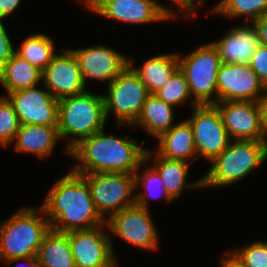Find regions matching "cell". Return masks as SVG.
<instances>
[{"instance_id":"7402d4cb","label":"cell","mask_w":267,"mask_h":267,"mask_svg":"<svg viewBox=\"0 0 267 267\" xmlns=\"http://www.w3.org/2000/svg\"><path fill=\"white\" fill-rule=\"evenodd\" d=\"M153 161L155 164L152 166L160 174L164 188L173 200L177 199L187 187L202 188V178L190 184L186 183L189 165L193 163L164 158L157 152Z\"/></svg>"},{"instance_id":"52a82bcc","label":"cell","mask_w":267,"mask_h":267,"mask_svg":"<svg viewBox=\"0 0 267 267\" xmlns=\"http://www.w3.org/2000/svg\"><path fill=\"white\" fill-rule=\"evenodd\" d=\"M149 95L145 84L128 65L108 85L107 95H103L106 119L114 113L118 126H134Z\"/></svg>"},{"instance_id":"9c48e42d","label":"cell","mask_w":267,"mask_h":267,"mask_svg":"<svg viewBox=\"0 0 267 267\" xmlns=\"http://www.w3.org/2000/svg\"><path fill=\"white\" fill-rule=\"evenodd\" d=\"M192 113L186 120L193 131L197 156L211 162L229 146L232 140L214 104L197 105L193 107Z\"/></svg>"},{"instance_id":"4dcf8cb0","label":"cell","mask_w":267,"mask_h":267,"mask_svg":"<svg viewBox=\"0 0 267 267\" xmlns=\"http://www.w3.org/2000/svg\"><path fill=\"white\" fill-rule=\"evenodd\" d=\"M246 267H267V242L254 241L240 250H230Z\"/></svg>"},{"instance_id":"cb8c5ba5","label":"cell","mask_w":267,"mask_h":267,"mask_svg":"<svg viewBox=\"0 0 267 267\" xmlns=\"http://www.w3.org/2000/svg\"><path fill=\"white\" fill-rule=\"evenodd\" d=\"M37 258L41 267H75L67 232L51 229L41 243Z\"/></svg>"},{"instance_id":"5bb4252c","label":"cell","mask_w":267,"mask_h":267,"mask_svg":"<svg viewBox=\"0 0 267 267\" xmlns=\"http://www.w3.org/2000/svg\"><path fill=\"white\" fill-rule=\"evenodd\" d=\"M44 89L33 87L7 94L20 125H58V99Z\"/></svg>"},{"instance_id":"d4e9b609","label":"cell","mask_w":267,"mask_h":267,"mask_svg":"<svg viewBox=\"0 0 267 267\" xmlns=\"http://www.w3.org/2000/svg\"><path fill=\"white\" fill-rule=\"evenodd\" d=\"M173 106L167 105L155 94H150L143 105L141 115L134 125L142 126L150 135L158 138L175 124Z\"/></svg>"},{"instance_id":"4fadbf2b","label":"cell","mask_w":267,"mask_h":267,"mask_svg":"<svg viewBox=\"0 0 267 267\" xmlns=\"http://www.w3.org/2000/svg\"><path fill=\"white\" fill-rule=\"evenodd\" d=\"M217 102L258 101L265 90L249 65L222 63L216 77Z\"/></svg>"},{"instance_id":"3957f363","label":"cell","mask_w":267,"mask_h":267,"mask_svg":"<svg viewBox=\"0 0 267 267\" xmlns=\"http://www.w3.org/2000/svg\"><path fill=\"white\" fill-rule=\"evenodd\" d=\"M104 98L88 91L58 100V132L68 140L66 153L80 140L103 130L106 125ZM76 137V138H75Z\"/></svg>"},{"instance_id":"74e56055","label":"cell","mask_w":267,"mask_h":267,"mask_svg":"<svg viewBox=\"0 0 267 267\" xmlns=\"http://www.w3.org/2000/svg\"><path fill=\"white\" fill-rule=\"evenodd\" d=\"M225 254H228V257L221 258V267H246L231 251Z\"/></svg>"},{"instance_id":"7a4b0ae2","label":"cell","mask_w":267,"mask_h":267,"mask_svg":"<svg viewBox=\"0 0 267 267\" xmlns=\"http://www.w3.org/2000/svg\"><path fill=\"white\" fill-rule=\"evenodd\" d=\"M147 149L135 140L106 135L104 129L80 140L69 150V155L79 161L72 169L85 175L92 173L134 174L145 160Z\"/></svg>"},{"instance_id":"ab89813d","label":"cell","mask_w":267,"mask_h":267,"mask_svg":"<svg viewBox=\"0 0 267 267\" xmlns=\"http://www.w3.org/2000/svg\"><path fill=\"white\" fill-rule=\"evenodd\" d=\"M80 1V0H79ZM84 5L89 8L90 6H92L97 0H81Z\"/></svg>"},{"instance_id":"9a60e30c","label":"cell","mask_w":267,"mask_h":267,"mask_svg":"<svg viewBox=\"0 0 267 267\" xmlns=\"http://www.w3.org/2000/svg\"><path fill=\"white\" fill-rule=\"evenodd\" d=\"M214 105L231 140H267L256 101H223Z\"/></svg>"},{"instance_id":"83f0119b","label":"cell","mask_w":267,"mask_h":267,"mask_svg":"<svg viewBox=\"0 0 267 267\" xmlns=\"http://www.w3.org/2000/svg\"><path fill=\"white\" fill-rule=\"evenodd\" d=\"M212 12L233 19L245 16L253 23L267 14V0H221Z\"/></svg>"},{"instance_id":"8d00e7d4","label":"cell","mask_w":267,"mask_h":267,"mask_svg":"<svg viewBox=\"0 0 267 267\" xmlns=\"http://www.w3.org/2000/svg\"><path fill=\"white\" fill-rule=\"evenodd\" d=\"M175 4L178 5V8L182 12H186L188 16L191 15V13H194V8H195V1L194 0H173ZM199 2V5L203 4L200 0H197L196 3Z\"/></svg>"},{"instance_id":"836d02e7","label":"cell","mask_w":267,"mask_h":267,"mask_svg":"<svg viewBox=\"0 0 267 267\" xmlns=\"http://www.w3.org/2000/svg\"><path fill=\"white\" fill-rule=\"evenodd\" d=\"M253 24L258 30L260 45L267 47V14L255 20Z\"/></svg>"},{"instance_id":"2e32d148","label":"cell","mask_w":267,"mask_h":267,"mask_svg":"<svg viewBox=\"0 0 267 267\" xmlns=\"http://www.w3.org/2000/svg\"><path fill=\"white\" fill-rule=\"evenodd\" d=\"M55 99L83 93L86 85L76 57L70 49L56 54L41 73V82Z\"/></svg>"},{"instance_id":"ffe728a7","label":"cell","mask_w":267,"mask_h":267,"mask_svg":"<svg viewBox=\"0 0 267 267\" xmlns=\"http://www.w3.org/2000/svg\"><path fill=\"white\" fill-rule=\"evenodd\" d=\"M14 140L18 152L44 158L53 153L60 136L57 126L26 124L20 125Z\"/></svg>"},{"instance_id":"d590c367","label":"cell","mask_w":267,"mask_h":267,"mask_svg":"<svg viewBox=\"0 0 267 267\" xmlns=\"http://www.w3.org/2000/svg\"><path fill=\"white\" fill-rule=\"evenodd\" d=\"M257 103L260 109L262 127L267 135V88H265Z\"/></svg>"},{"instance_id":"e575fe53","label":"cell","mask_w":267,"mask_h":267,"mask_svg":"<svg viewBox=\"0 0 267 267\" xmlns=\"http://www.w3.org/2000/svg\"><path fill=\"white\" fill-rule=\"evenodd\" d=\"M21 0H0V21L17 9Z\"/></svg>"},{"instance_id":"277c9868","label":"cell","mask_w":267,"mask_h":267,"mask_svg":"<svg viewBox=\"0 0 267 267\" xmlns=\"http://www.w3.org/2000/svg\"><path fill=\"white\" fill-rule=\"evenodd\" d=\"M21 208L0 224V259L37 256L45 235L51 230V224L40 208Z\"/></svg>"},{"instance_id":"f35d334b","label":"cell","mask_w":267,"mask_h":267,"mask_svg":"<svg viewBox=\"0 0 267 267\" xmlns=\"http://www.w3.org/2000/svg\"><path fill=\"white\" fill-rule=\"evenodd\" d=\"M22 260H24V262H27L26 264L29 265V267H41L39 265V261L37 256H33V257H26V258H13L10 259L8 261H5L6 263H17L18 261L23 262Z\"/></svg>"},{"instance_id":"ac0fdd59","label":"cell","mask_w":267,"mask_h":267,"mask_svg":"<svg viewBox=\"0 0 267 267\" xmlns=\"http://www.w3.org/2000/svg\"><path fill=\"white\" fill-rule=\"evenodd\" d=\"M248 23V20H245L244 26L231 28L219 41L211 42L218 50L222 63L249 64L260 40L256 26L253 23L250 26Z\"/></svg>"},{"instance_id":"f1b7e54d","label":"cell","mask_w":267,"mask_h":267,"mask_svg":"<svg viewBox=\"0 0 267 267\" xmlns=\"http://www.w3.org/2000/svg\"><path fill=\"white\" fill-rule=\"evenodd\" d=\"M155 95L169 106H179L191 99L188 83L178 68L168 82Z\"/></svg>"},{"instance_id":"e0dca14e","label":"cell","mask_w":267,"mask_h":267,"mask_svg":"<svg viewBox=\"0 0 267 267\" xmlns=\"http://www.w3.org/2000/svg\"><path fill=\"white\" fill-rule=\"evenodd\" d=\"M86 85L87 79L108 81V85L129 65V58L112 48L98 45L71 49Z\"/></svg>"},{"instance_id":"d6a6232c","label":"cell","mask_w":267,"mask_h":267,"mask_svg":"<svg viewBox=\"0 0 267 267\" xmlns=\"http://www.w3.org/2000/svg\"><path fill=\"white\" fill-rule=\"evenodd\" d=\"M5 25L0 21V70L15 54V48L8 37Z\"/></svg>"},{"instance_id":"6da1fadb","label":"cell","mask_w":267,"mask_h":267,"mask_svg":"<svg viewBox=\"0 0 267 267\" xmlns=\"http://www.w3.org/2000/svg\"><path fill=\"white\" fill-rule=\"evenodd\" d=\"M42 209L58 232L90 229L106 221L95 209L88 182L73 170L54 183Z\"/></svg>"},{"instance_id":"d6986e66","label":"cell","mask_w":267,"mask_h":267,"mask_svg":"<svg viewBox=\"0 0 267 267\" xmlns=\"http://www.w3.org/2000/svg\"><path fill=\"white\" fill-rule=\"evenodd\" d=\"M157 153L168 159L181 160L187 162L197 161L194 137L192 128L187 120H183L168 131L162 133L158 138ZM194 157V158H193Z\"/></svg>"},{"instance_id":"8992f818","label":"cell","mask_w":267,"mask_h":267,"mask_svg":"<svg viewBox=\"0 0 267 267\" xmlns=\"http://www.w3.org/2000/svg\"><path fill=\"white\" fill-rule=\"evenodd\" d=\"M180 56L181 54H177L178 68L184 74L193 96L192 107L217 103L216 77L222 64L218 50L212 43H207Z\"/></svg>"},{"instance_id":"8fae6325","label":"cell","mask_w":267,"mask_h":267,"mask_svg":"<svg viewBox=\"0 0 267 267\" xmlns=\"http://www.w3.org/2000/svg\"><path fill=\"white\" fill-rule=\"evenodd\" d=\"M106 222L90 229L67 232L75 267H116L117 258L112 238L102 227Z\"/></svg>"},{"instance_id":"484cf974","label":"cell","mask_w":267,"mask_h":267,"mask_svg":"<svg viewBox=\"0 0 267 267\" xmlns=\"http://www.w3.org/2000/svg\"><path fill=\"white\" fill-rule=\"evenodd\" d=\"M54 41L44 34H31L26 37L15 53L39 70L43 71L57 54Z\"/></svg>"},{"instance_id":"ba28073f","label":"cell","mask_w":267,"mask_h":267,"mask_svg":"<svg viewBox=\"0 0 267 267\" xmlns=\"http://www.w3.org/2000/svg\"><path fill=\"white\" fill-rule=\"evenodd\" d=\"M83 178L90 187L95 209L105 220L103 214L109 212L111 216L135 204L134 174L92 173L83 175Z\"/></svg>"},{"instance_id":"5b68a950","label":"cell","mask_w":267,"mask_h":267,"mask_svg":"<svg viewBox=\"0 0 267 267\" xmlns=\"http://www.w3.org/2000/svg\"><path fill=\"white\" fill-rule=\"evenodd\" d=\"M267 159V140H232L210 163L204 187H226L244 178Z\"/></svg>"},{"instance_id":"4316f807","label":"cell","mask_w":267,"mask_h":267,"mask_svg":"<svg viewBox=\"0 0 267 267\" xmlns=\"http://www.w3.org/2000/svg\"><path fill=\"white\" fill-rule=\"evenodd\" d=\"M152 155V152L147 150L145 154V160L141 163L139 169H137L134 173L135 187L138 188L139 184L144 186V192L141 191V193L139 192V194L135 195V204L146 209H149L147 196H152L156 191L160 193L161 196L163 195L166 203L173 201L164 188V182L162 181L160 174L153 166L146 168L142 174H138L140 167L143 166V164L145 165L146 162L152 158ZM158 195L159 194H156V197L160 196ZM153 198H155V195H153Z\"/></svg>"},{"instance_id":"30bf717a","label":"cell","mask_w":267,"mask_h":267,"mask_svg":"<svg viewBox=\"0 0 267 267\" xmlns=\"http://www.w3.org/2000/svg\"><path fill=\"white\" fill-rule=\"evenodd\" d=\"M106 220V227L113 235L140 249L157 250L158 232L149 209L134 204Z\"/></svg>"},{"instance_id":"1f68e13d","label":"cell","mask_w":267,"mask_h":267,"mask_svg":"<svg viewBox=\"0 0 267 267\" xmlns=\"http://www.w3.org/2000/svg\"><path fill=\"white\" fill-rule=\"evenodd\" d=\"M267 88V47L259 45L248 64Z\"/></svg>"},{"instance_id":"f546056e","label":"cell","mask_w":267,"mask_h":267,"mask_svg":"<svg viewBox=\"0 0 267 267\" xmlns=\"http://www.w3.org/2000/svg\"><path fill=\"white\" fill-rule=\"evenodd\" d=\"M20 123L7 96L0 97V146L8 147L19 130Z\"/></svg>"},{"instance_id":"7c38bea8","label":"cell","mask_w":267,"mask_h":267,"mask_svg":"<svg viewBox=\"0 0 267 267\" xmlns=\"http://www.w3.org/2000/svg\"><path fill=\"white\" fill-rule=\"evenodd\" d=\"M88 10L108 19L130 24H147L178 18L171 8L155 0H97Z\"/></svg>"},{"instance_id":"603a6c76","label":"cell","mask_w":267,"mask_h":267,"mask_svg":"<svg viewBox=\"0 0 267 267\" xmlns=\"http://www.w3.org/2000/svg\"><path fill=\"white\" fill-rule=\"evenodd\" d=\"M41 73L36 66L15 53L0 70V84L7 91L6 94L33 88L40 83Z\"/></svg>"},{"instance_id":"44dd1931","label":"cell","mask_w":267,"mask_h":267,"mask_svg":"<svg viewBox=\"0 0 267 267\" xmlns=\"http://www.w3.org/2000/svg\"><path fill=\"white\" fill-rule=\"evenodd\" d=\"M133 62V59L129 58V66L145 84L149 94H155L161 89L178 69L176 53H166L151 57L143 63L141 68L135 67Z\"/></svg>"}]
</instances>
